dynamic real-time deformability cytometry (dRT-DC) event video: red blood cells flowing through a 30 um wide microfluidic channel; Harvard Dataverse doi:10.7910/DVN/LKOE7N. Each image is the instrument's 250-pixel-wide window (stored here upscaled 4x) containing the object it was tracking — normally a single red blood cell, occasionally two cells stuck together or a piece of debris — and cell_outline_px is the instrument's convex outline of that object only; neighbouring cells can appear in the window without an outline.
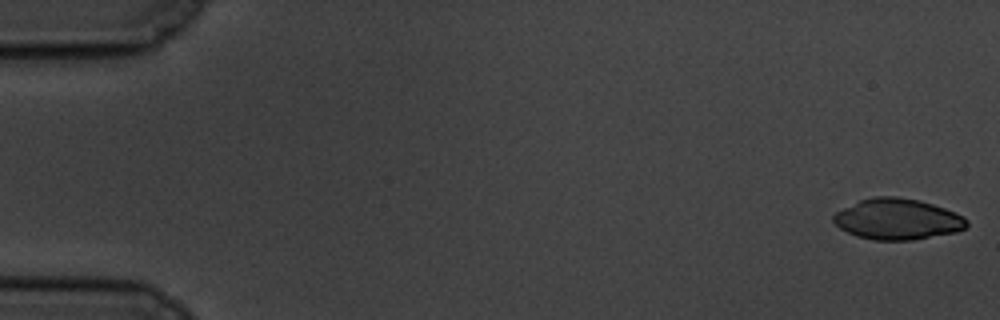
{"species": "common noctule bat (a hibernating species)", "species_latin": "Nyctalus noctula", "temperature_condition": "cold", "stored_images_in_passage": 58, "camera_frame_rate_fps": 3000, "um_per_image_px": 0.085, "animal": {"sex": "male", "body_mass_g": 19.5, "forearm_length_mm": 54.6}, "frame": {"image": 1, "passage_image": 1, "time_ms": 0.0, "image_size_px": [1000, 320], "cell_outline_px": [[968, 224], [964, 228], [956, 232], [912, 240], [872, 240], [856, 236], [840, 228], [832, 220], [832, 216], [836, 212], [860, 200], [876, 196], [896, 196], [920, 200], [956, 212], [964, 216], [968, 220]], "centroid_in_image_um": [76.3, 18.63], "position_along_channel_um": 8.7, "area_um2": 31.79}}